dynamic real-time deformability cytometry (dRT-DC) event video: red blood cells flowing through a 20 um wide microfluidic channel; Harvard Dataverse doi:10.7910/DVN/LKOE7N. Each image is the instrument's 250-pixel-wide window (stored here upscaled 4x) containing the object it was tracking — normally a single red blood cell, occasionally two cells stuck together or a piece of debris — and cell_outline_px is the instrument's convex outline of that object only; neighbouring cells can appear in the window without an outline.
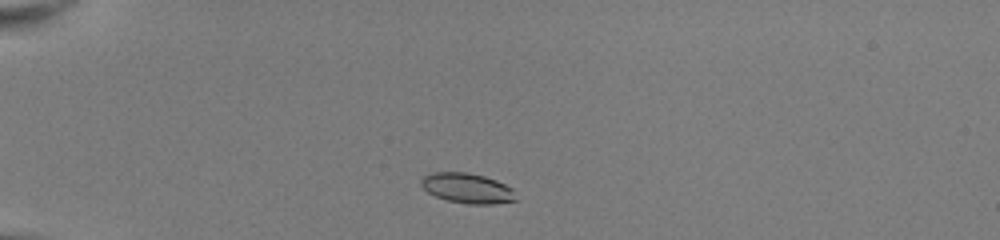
{"species": "common noctule bat (a hibernating species)", "species_latin": "Nyctalus noctula", "temperature_condition": "room temperature", "stored_images_in_passage": 40, "camera_frame_rate_fps": 3000, "um_per_image_px": 0.085, "animal": {"sex": "female", "body_mass_g": 22.0, "forearm_length_mm": 56.7}, "frame": {"image": 1, "passage_image": 3, "time_ms": 0.667, "image_size_px": [1000, 240], "cell_outline_px": [[516, 200], [492, 204], [468, 204], [448, 200], [436, 196], [428, 192], [420, 184], [420, 180], [424, 176], [432, 172], [464, 172], [484, 176], [496, 180], [512, 188]], "centroid_in_image_um": [39.69, 15.99], "position_along_channel_um": 45.3, "area_um2": 16.42}}
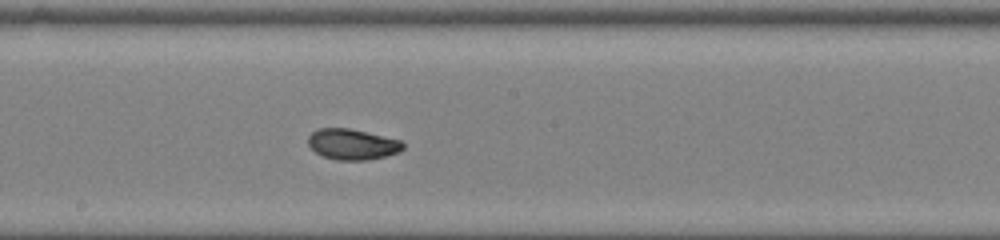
{"frame": {"image": 2, "passage_image": 19, "time_ms": 6.0, "image_size_px": [1000, 240], "cell_outline_px": [[404, 148], [400, 152], [368, 160], [336, 160], [324, 156], [316, 152], [308, 144], [308, 136], [316, 128], [348, 128], [400, 140], [404, 144]], "centroid_in_image_um": [29.94, 12.26], "position_along_channel_um": 218.3, "area_um2": 16.88}}
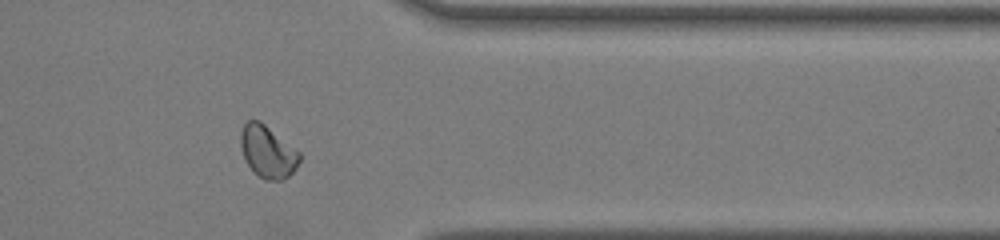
{"frame": {"image": 3, "passage_image": 32, "time_ms": 10.333, "image_size_px": [1000, 240], "cell_outline_px": [[300, 160], [296, 168], [288, 176], [280, 180], [264, 180], [248, 164], [244, 156], [240, 144], [240, 132], [244, 124], [248, 120], [260, 120], [300, 152]], "centroid_in_image_um": [22.75, 12.87], "position_along_channel_um": 388.6, "area_um2": 17.69}, "authors_computed_cell_mechanics": {"area_um2": 17.2533, "velocity_mm_per_s": 4.0355, "shape_relaxation_time_tau1_ms": 3.6794, "shape_relaxation_time_tau2_ms": 1.178, "deformation_change_tau1": 0.1206, "deformation_change_tau2": 0.0445}}